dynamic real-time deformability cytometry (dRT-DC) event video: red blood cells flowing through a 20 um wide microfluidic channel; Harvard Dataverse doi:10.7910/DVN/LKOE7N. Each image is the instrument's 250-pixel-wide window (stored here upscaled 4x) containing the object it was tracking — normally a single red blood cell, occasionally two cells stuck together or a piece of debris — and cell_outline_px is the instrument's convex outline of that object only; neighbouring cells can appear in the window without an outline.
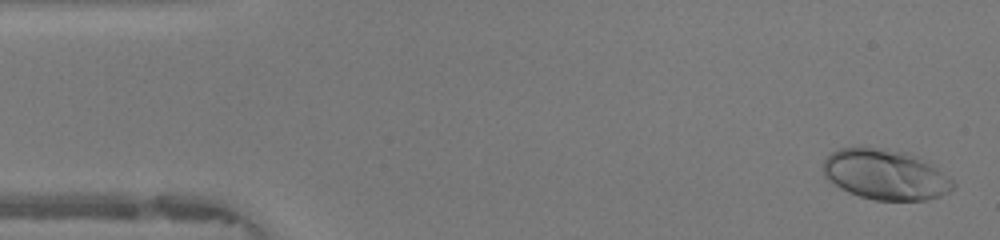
{"species": "human", "species_latin": "Homo sapiens", "temperature_condition": "warm", "stored_images_in_passage": 48, "camera_frame_rate_fps": 3000, "um_per_image_px": 0.085, "donor": {"sex": "female"}, "frame": {"image": 1, "passage_image": 2, "time_ms": 0.333, "image_size_px": [1000, 240], "cell_outline_px": [[956, 184], [948, 192], [940, 196], [924, 200], [876, 200], [860, 196], [848, 192], [840, 188], [828, 180], [824, 176], [824, 160], [832, 152], [840, 148], [864, 144], [908, 152], [916, 156], [936, 168], [952, 180]], "centroid_in_image_um": [75.21, 14.8], "position_along_channel_um": 9.8, "area_um2": 38.38}}
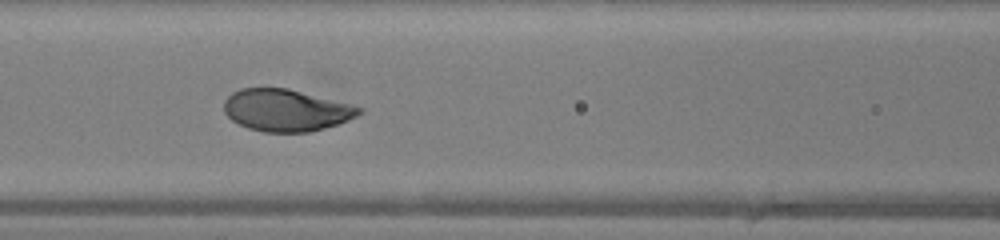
{"frame": {"image": 2, "passage_image": 20, "time_ms": 6.333, "image_size_px": [1000, 240], "cell_outline_px": [[364, 112], [348, 120], [324, 128], [308, 132], [264, 132], [248, 128], [232, 120], [224, 112], [224, 100], [232, 92], [240, 88], [288, 88], [364, 108]], "centroid_in_image_um": [24.3, 9.37], "position_along_channel_um": 142.3, "area_um2": 32.89}}
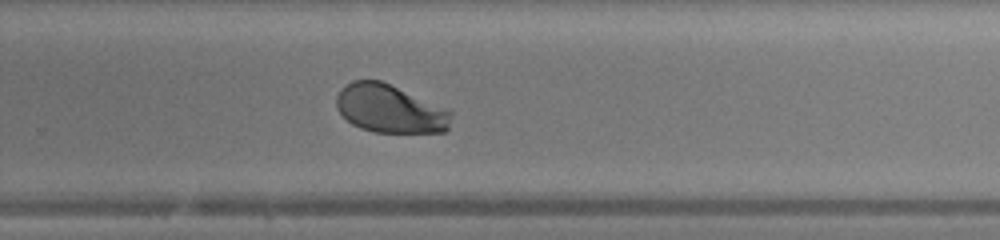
{"frame": {"image": 3, "passage_image": 31, "time_ms": 10.0, "image_size_px": [1000, 240], "cell_outline_px": [[452, 116], [448, 128], [444, 132], [372, 132], [360, 128], [352, 124], [336, 108], [336, 96], [340, 88], [352, 80], [380, 80], [452, 108]], "centroid_in_image_um": [33.19, 9.23], "position_along_channel_um": 296.6, "area_um2": 32.89}, "authors_computed_cell_mechanics": {"area_um2": 33.6396, "velocity_mm_per_s": 4.2283, "shape_relaxation_time_tau1_ms": 1.8141, "shape_relaxation_time_tau2_ms": null, "deformation_change_tau1": 0.1557, "deformation_change_tau2": null}}